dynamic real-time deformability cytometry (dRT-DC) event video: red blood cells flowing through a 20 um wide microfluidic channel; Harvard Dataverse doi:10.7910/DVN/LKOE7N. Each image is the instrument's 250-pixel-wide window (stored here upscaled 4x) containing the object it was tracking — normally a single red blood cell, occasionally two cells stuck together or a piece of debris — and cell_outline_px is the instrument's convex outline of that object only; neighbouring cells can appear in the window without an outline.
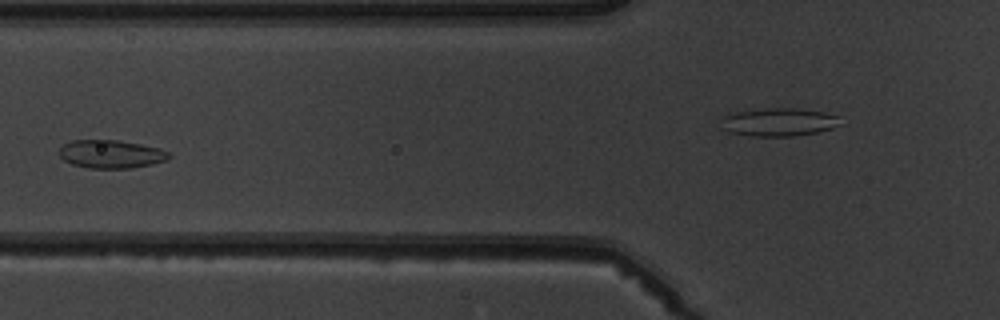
{"species": "common noctule bat (a hibernating species)", "species_latin": "Nyctalus noctula", "temperature_condition": "warm", "stored_images_in_passage": 6, "camera_frame_rate_fps": 3000, "um_per_image_px": 0.085, "animal": {"sex": "male", "body_mass_g": 19.5, "forearm_length_mm": 54.6}, "frame": {"image": 1, "passage_image": 5, "time_ms": 4.667, "image_size_px": [1000, 320], "cell_outline_px": [[172, 156], [168, 160], [152, 164], [132, 168], [88, 168], [72, 164], [64, 160], [60, 156], [60, 148], [64, 144], [72, 140], [116, 140], [140, 144], [160, 148], [168, 152]], "centroid_in_image_um": [9.46, 13.1], "position_along_channel_um": 116.3, "area_um2": 18.03}}